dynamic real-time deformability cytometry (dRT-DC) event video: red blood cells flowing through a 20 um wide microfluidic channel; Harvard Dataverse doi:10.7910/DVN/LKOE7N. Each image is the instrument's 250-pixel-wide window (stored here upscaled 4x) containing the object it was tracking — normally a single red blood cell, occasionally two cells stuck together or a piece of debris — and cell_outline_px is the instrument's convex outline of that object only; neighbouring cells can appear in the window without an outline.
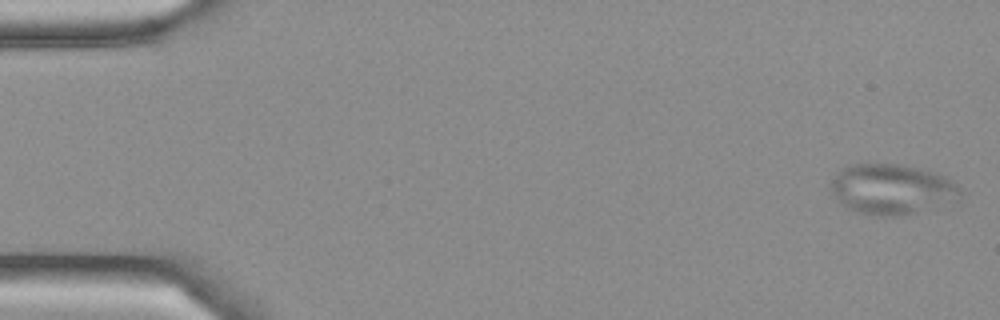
{"species": "Egyptian fruit bat (a non-hibernating species)", "species_latin": "Rousettus aegyptiacus", "temperature_condition": "cold", "stored_images_in_passage": 4, "camera_frame_rate_fps": 3000, "um_per_image_px": 0.085, "frame": {"image": 1, "passage_image": 1, "time_ms": 0.0, "image_size_px": [1000, 320], "cell_outline_px": [[960, 200], [916, 212], [900, 216], [880, 216], [860, 212], [848, 208], [832, 192], [832, 180], [848, 164], [904, 164], [936, 172], [948, 176], [960, 188]], "centroid_in_image_um": [75.89, 16.07], "position_along_channel_um": 9.1, "area_um2": 37.74}}